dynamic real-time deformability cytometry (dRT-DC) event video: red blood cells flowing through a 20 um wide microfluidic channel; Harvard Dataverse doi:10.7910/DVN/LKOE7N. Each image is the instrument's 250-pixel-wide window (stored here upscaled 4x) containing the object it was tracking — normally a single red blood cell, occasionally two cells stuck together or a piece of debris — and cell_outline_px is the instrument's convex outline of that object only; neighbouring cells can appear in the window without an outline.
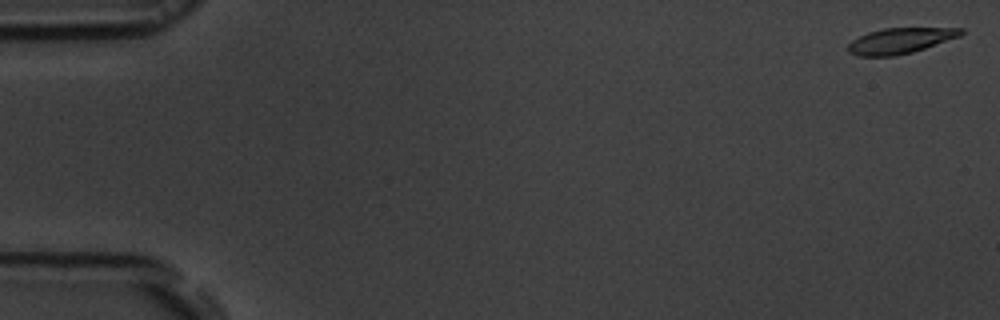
{"species": "common noctule bat (a hibernating species)", "species_latin": "Nyctalus noctula", "temperature_condition": "room temperature", "stored_images_in_passage": 54, "camera_frame_rate_fps": 3000, "um_per_image_px": 0.085, "animal": {"sex": "male", "body_mass_g": 19.5, "forearm_length_mm": 54.6}, "frame": {"image": 1, "passage_image": 1, "time_ms": 0.0, "image_size_px": [1000, 320], "cell_outline_px": [[964, 32], [960, 36], [912, 52], [892, 56], [856, 56], [848, 52], [848, 44], [852, 40], [868, 32], [884, 28], [964, 28]], "centroid_in_image_um": [76.49, 3.46], "position_along_channel_um": 8.5, "area_um2": 16.7}}
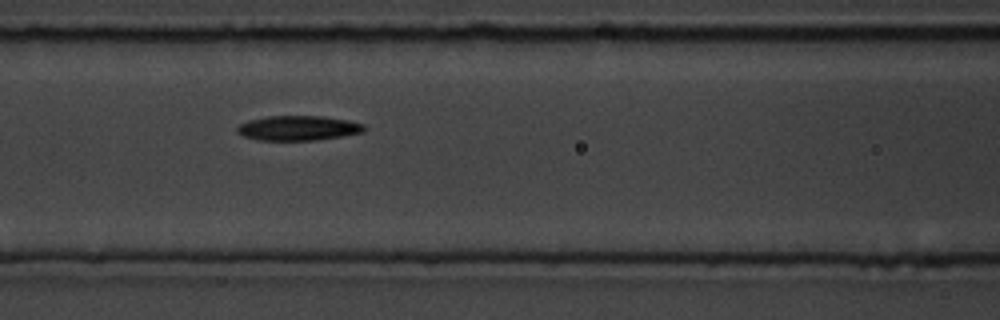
{"frame": {"image": 2, "passage_image": 23, "time_ms": 7.333, "image_size_px": [1000, 320], "cell_outline_px": [[368, 128], [364, 132], [316, 140], [256, 140], [244, 136], [236, 132], [236, 128], [240, 124], [248, 120], [268, 116], [320, 116], [348, 120], [364, 124]], "centroid_in_image_um": [25.34, 10.88], "position_along_channel_um": 141.3, "area_um2": 18.38}}
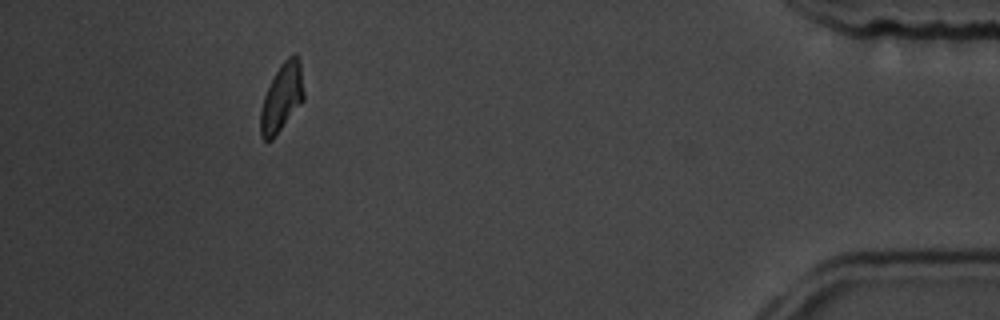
{"frame": {"image": 3, "passage_image": 49, "time_ms": 16.0, "image_size_px": [1000, 320], "cell_outline_px": [[304, 100], [272, 140], [264, 140], [260, 136], [260, 112], [264, 96], [280, 64], [292, 52], [296, 52], [300, 60], [304, 92]], "centroid_in_image_um": [23.97, 8.26], "position_along_channel_um": 411.2, "area_um2": 17.22}, "authors_computed_cell_mechanics": {"area_um2": 18.1781, "velocity_mm_per_s": 3.8049, "shape_relaxation_time_tau1_ms": 10.1831, "shape_relaxation_time_tau2_ms": 9.5352, "deformation_change_tau1": 0.2342, "deformation_change_tau2": 0.1751}}